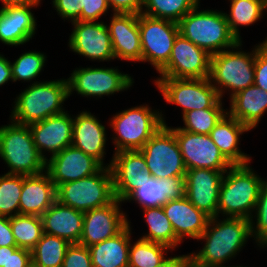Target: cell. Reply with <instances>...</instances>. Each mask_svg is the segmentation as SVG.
Wrapping results in <instances>:
<instances>
[{
    "mask_svg": "<svg viewBox=\"0 0 267 267\" xmlns=\"http://www.w3.org/2000/svg\"><path fill=\"white\" fill-rule=\"evenodd\" d=\"M156 267H189L188 255L167 257L165 261Z\"/></svg>",
    "mask_w": 267,
    "mask_h": 267,
    "instance_id": "cell-50",
    "label": "cell"
},
{
    "mask_svg": "<svg viewBox=\"0 0 267 267\" xmlns=\"http://www.w3.org/2000/svg\"><path fill=\"white\" fill-rule=\"evenodd\" d=\"M219 99L211 108L191 110L183 114L184 127H178L195 134L209 135L217 122L227 112Z\"/></svg>",
    "mask_w": 267,
    "mask_h": 267,
    "instance_id": "cell-36",
    "label": "cell"
},
{
    "mask_svg": "<svg viewBox=\"0 0 267 267\" xmlns=\"http://www.w3.org/2000/svg\"><path fill=\"white\" fill-rule=\"evenodd\" d=\"M231 3L230 14L225 12L226 20L232 34L241 40L239 26H249L263 18L267 10V0H229Z\"/></svg>",
    "mask_w": 267,
    "mask_h": 267,
    "instance_id": "cell-31",
    "label": "cell"
},
{
    "mask_svg": "<svg viewBox=\"0 0 267 267\" xmlns=\"http://www.w3.org/2000/svg\"><path fill=\"white\" fill-rule=\"evenodd\" d=\"M175 138L186 170L207 168L227 171L233 165L222 155L210 135L195 134L175 128Z\"/></svg>",
    "mask_w": 267,
    "mask_h": 267,
    "instance_id": "cell-14",
    "label": "cell"
},
{
    "mask_svg": "<svg viewBox=\"0 0 267 267\" xmlns=\"http://www.w3.org/2000/svg\"><path fill=\"white\" fill-rule=\"evenodd\" d=\"M81 0H53V7L64 20L81 21Z\"/></svg>",
    "mask_w": 267,
    "mask_h": 267,
    "instance_id": "cell-44",
    "label": "cell"
},
{
    "mask_svg": "<svg viewBox=\"0 0 267 267\" xmlns=\"http://www.w3.org/2000/svg\"><path fill=\"white\" fill-rule=\"evenodd\" d=\"M130 242L128 267H156L167 258L165 252L172 249L164 244L139 238L134 244Z\"/></svg>",
    "mask_w": 267,
    "mask_h": 267,
    "instance_id": "cell-35",
    "label": "cell"
},
{
    "mask_svg": "<svg viewBox=\"0 0 267 267\" xmlns=\"http://www.w3.org/2000/svg\"><path fill=\"white\" fill-rule=\"evenodd\" d=\"M230 103L227 112L252 130L267 111V91L253 84L232 96Z\"/></svg>",
    "mask_w": 267,
    "mask_h": 267,
    "instance_id": "cell-28",
    "label": "cell"
},
{
    "mask_svg": "<svg viewBox=\"0 0 267 267\" xmlns=\"http://www.w3.org/2000/svg\"><path fill=\"white\" fill-rule=\"evenodd\" d=\"M69 97L76 91L83 97L99 98L129 89L134 81L117 68H76L67 79Z\"/></svg>",
    "mask_w": 267,
    "mask_h": 267,
    "instance_id": "cell-12",
    "label": "cell"
},
{
    "mask_svg": "<svg viewBox=\"0 0 267 267\" xmlns=\"http://www.w3.org/2000/svg\"><path fill=\"white\" fill-rule=\"evenodd\" d=\"M46 55L40 51H28L10 62L13 82L34 80L43 70Z\"/></svg>",
    "mask_w": 267,
    "mask_h": 267,
    "instance_id": "cell-38",
    "label": "cell"
},
{
    "mask_svg": "<svg viewBox=\"0 0 267 267\" xmlns=\"http://www.w3.org/2000/svg\"><path fill=\"white\" fill-rule=\"evenodd\" d=\"M198 3L179 22V33L210 55L230 49L240 41L232 34L225 13L201 10Z\"/></svg>",
    "mask_w": 267,
    "mask_h": 267,
    "instance_id": "cell-4",
    "label": "cell"
},
{
    "mask_svg": "<svg viewBox=\"0 0 267 267\" xmlns=\"http://www.w3.org/2000/svg\"><path fill=\"white\" fill-rule=\"evenodd\" d=\"M106 129L91 112L73 117L72 146L97 159L104 166Z\"/></svg>",
    "mask_w": 267,
    "mask_h": 267,
    "instance_id": "cell-25",
    "label": "cell"
},
{
    "mask_svg": "<svg viewBox=\"0 0 267 267\" xmlns=\"http://www.w3.org/2000/svg\"><path fill=\"white\" fill-rule=\"evenodd\" d=\"M8 267H32L31 251L17 246H9Z\"/></svg>",
    "mask_w": 267,
    "mask_h": 267,
    "instance_id": "cell-46",
    "label": "cell"
},
{
    "mask_svg": "<svg viewBox=\"0 0 267 267\" xmlns=\"http://www.w3.org/2000/svg\"><path fill=\"white\" fill-rule=\"evenodd\" d=\"M9 246L0 247V267H8Z\"/></svg>",
    "mask_w": 267,
    "mask_h": 267,
    "instance_id": "cell-52",
    "label": "cell"
},
{
    "mask_svg": "<svg viewBox=\"0 0 267 267\" xmlns=\"http://www.w3.org/2000/svg\"><path fill=\"white\" fill-rule=\"evenodd\" d=\"M67 79L34 81L15 99L11 120L20 125H31L65 112L64 101L68 99Z\"/></svg>",
    "mask_w": 267,
    "mask_h": 267,
    "instance_id": "cell-2",
    "label": "cell"
},
{
    "mask_svg": "<svg viewBox=\"0 0 267 267\" xmlns=\"http://www.w3.org/2000/svg\"><path fill=\"white\" fill-rule=\"evenodd\" d=\"M130 223L114 237L88 247L93 267H128Z\"/></svg>",
    "mask_w": 267,
    "mask_h": 267,
    "instance_id": "cell-29",
    "label": "cell"
},
{
    "mask_svg": "<svg viewBox=\"0 0 267 267\" xmlns=\"http://www.w3.org/2000/svg\"><path fill=\"white\" fill-rule=\"evenodd\" d=\"M254 212L256 215H252L250 219L251 234L257 245L263 248L267 244V183L265 182L261 186ZM253 216L256 224L253 222Z\"/></svg>",
    "mask_w": 267,
    "mask_h": 267,
    "instance_id": "cell-40",
    "label": "cell"
},
{
    "mask_svg": "<svg viewBox=\"0 0 267 267\" xmlns=\"http://www.w3.org/2000/svg\"><path fill=\"white\" fill-rule=\"evenodd\" d=\"M22 187L23 175H0V216L11 218L19 214Z\"/></svg>",
    "mask_w": 267,
    "mask_h": 267,
    "instance_id": "cell-37",
    "label": "cell"
},
{
    "mask_svg": "<svg viewBox=\"0 0 267 267\" xmlns=\"http://www.w3.org/2000/svg\"><path fill=\"white\" fill-rule=\"evenodd\" d=\"M250 226V220L245 218H209L205 231L197 239L206 243L199 252L188 254L189 267H223L252 237Z\"/></svg>",
    "mask_w": 267,
    "mask_h": 267,
    "instance_id": "cell-1",
    "label": "cell"
},
{
    "mask_svg": "<svg viewBox=\"0 0 267 267\" xmlns=\"http://www.w3.org/2000/svg\"><path fill=\"white\" fill-rule=\"evenodd\" d=\"M135 201L140 205L141 209L160 207L168 200L164 194L163 179H155L151 177L146 183L134 190L125 200Z\"/></svg>",
    "mask_w": 267,
    "mask_h": 267,
    "instance_id": "cell-39",
    "label": "cell"
},
{
    "mask_svg": "<svg viewBox=\"0 0 267 267\" xmlns=\"http://www.w3.org/2000/svg\"><path fill=\"white\" fill-rule=\"evenodd\" d=\"M223 267H226V266H223ZM228 267V266H227ZM229 267H243V266H229ZM246 267V266H245Z\"/></svg>",
    "mask_w": 267,
    "mask_h": 267,
    "instance_id": "cell-53",
    "label": "cell"
},
{
    "mask_svg": "<svg viewBox=\"0 0 267 267\" xmlns=\"http://www.w3.org/2000/svg\"><path fill=\"white\" fill-rule=\"evenodd\" d=\"M69 246L65 239L43 233L31 250L32 267H62Z\"/></svg>",
    "mask_w": 267,
    "mask_h": 267,
    "instance_id": "cell-32",
    "label": "cell"
},
{
    "mask_svg": "<svg viewBox=\"0 0 267 267\" xmlns=\"http://www.w3.org/2000/svg\"><path fill=\"white\" fill-rule=\"evenodd\" d=\"M162 207L180 241L183 242L185 237L197 240L205 231L210 217L197 209L185 196L168 200Z\"/></svg>",
    "mask_w": 267,
    "mask_h": 267,
    "instance_id": "cell-23",
    "label": "cell"
},
{
    "mask_svg": "<svg viewBox=\"0 0 267 267\" xmlns=\"http://www.w3.org/2000/svg\"><path fill=\"white\" fill-rule=\"evenodd\" d=\"M81 21H98L110 9L107 0H81Z\"/></svg>",
    "mask_w": 267,
    "mask_h": 267,
    "instance_id": "cell-43",
    "label": "cell"
},
{
    "mask_svg": "<svg viewBox=\"0 0 267 267\" xmlns=\"http://www.w3.org/2000/svg\"><path fill=\"white\" fill-rule=\"evenodd\" d=\"M57 201L81 212L100 208L114 199L111 168L103 166L97 173L56 188Z\"/></svg>",
    "mask_w": 267,
    "mask_h": 267,
    "instance_id": "cell-8",
    "label": "cell"
},
{
    "mask_svg": "<svg viewBox=\"0 0 267 267\" xmlns=\"http://www.w3.org/2000/svg\"><path fill=\"white\" fill-rule=\"evenodd\" d=\"M263 43H265L267 45V38L265 39V41H263Z\"/></svg>",
    "mask_w": 267,
    "mask_h": 267,
    "instance_id": "cell-54",
    "label": "cell"
},
{
    "mask_svg": "<svg viewBox=\"0 0 267 267\" xmlns=\"http://www.w3.org/2000/svg\"><path fill=\"white\" fill-rule=\"evenodd\" d=\"M210 65L211 55L179 33L168 63L158 72L159 78H209Z\"/></svg>",
    "mask_w": 267,
    "mask_h": 267,
    "instance_id": "cell-13",
    "label": "cell"
},
{
    "mask_svg": "<svg viewBox=\"0 0 267 267\" xmlns=\"http://www.w3.org/2000/svg\"><path fill=\"white\" fill-rule=\"evenodd\" d=\"M249 129L226 112L217 122L210 137L232 165L250 164L251 157L239 149L240 135Z\"/></svg>",
    "mask_w": 267,
    "mask_h": 267,
    "instance_id": "cell-27",
    "label": "cell"
},
{
    "mask_svg": "<svg viewBox=\"0 0 267 267\" xmlns=\"http://www.w3.org/2000/svg\"><path fill=\"white\" fill-rule=\"evenodd\" d=\"M56 200V186L46 170L36 175H23L19 214L41 217Z\"/></svg>",
    "mask_w": 267,
    "mask_h": 267,
    "instance_id": "cell-24",
    "label": "cell"
},
{
    "mask_svg": "<svg viewBox=\"0 0 267 267\" xmlns=\"http://www.w3.org/2000/svg\"><path fill=\"white\" fill-rule=\"evenodd\" d=\"M105 166L111 168L114 196L121 202L152 177L139 150L115 152Z\"/></svg>",
    "mask_w": 267,
    "mask_h": 267,
    "instance_id": "cell-16",
    "label": "cell"
},
{
    "mask_svg": "<svg viewBox=\"0 0 267 267\" xmlns=\"http://www.w3.org/2000/svg\"><path fill=\"white\" fill-rule=\"evenodd\" d=\"M62 267H93L89 248L81 244H70Z\"/></svg>",
    "mask_w": 267,
    "mask_h": 267,
    "instance_id": "cell-41",
    "label": "cell"
},
{
    "mask_svg": "<svg viewBox=\"0 0 267 267\" xmlns=\"http://www.w3.org/2000/svg\"><path fill=\"white\" fill-rule=\"evenodd\" d=\"M115 198L110 204L84 212L83 231L79 244L90 247L120 233L128 224L126 213Z\"/></svg>",
    "mask_w": 267,
    "mask_h": 267,
    "instance_id": "cell-17",
    "label": "cell"
},
{
    "mask_svg": "<svg viewBox=\"0 0 267 267\" xmlns=\"http://www.w3.org/2000/svg\"><path fill=\"white\" fill-rule=\"evenodd\" d=\"M254 73V84L267 91V45L263 42L256 46Z\"/></svg>",
    "mask_w": 267,
    "mask_h": 267,
    "instance_id": "cell-42",
    "label": "cell"
},
{
    "mask_svg": "<svg viewBox=\"0 0 267 267\" xmlns=\"http://www.w3.org/2000/svg\"><path fill=\"white\" fill-rule=\"evenodd\" d=\"M139 151L155 179L185 176L187 170L175 138V128L163 125Z\"/></svg>",
    "mask_w": 267,
    "mask_h": 267,
    "instance_id": "cell-9",
    "label": "cell"
},
{
    "mask_svg": "<svg viewBox=\"0 0 267 267\" xmlns=\"http://www.w3.org/2000/svg\"><path fill=\"white\" fill-rule=\"evenodd\" d=\"M142 210L149 231L147 234L140 237L141 239L164 244L172 250L176 249V247L182 243L176 237L172 224L166 217L162 206L145 208Z\"/></svg>",
    "mask_w": 267,
    "mask_h": 267,
    "instance_id": "cell-30",
    "label": "cell"
},
{
    "mask_svg": "<svg viewBox=\"0 0 267 267\" xmlns=\"http://www.w3.org/2000/svg\"><path fill=\"white\" fill-rule=\"evenodd\" d=\"M138 26L142 62H150L159 72L170 59L174 41L179 34L178 23L140 13Z\"/></svg>",
    "mask_w": 267,
    "mask_h": 267,
    "instance_id": "cell-10",
    "label": "cell"
},
{
    "mask_svg": "<svg viewBox=\"0 0 267 267\" xmlns=\"http://www.w3.org/2000/svg\"><path fill=\"white\" fill-rule=\"evenodd\" d=\"M41 218L44 233L65 239L70 244H79L83 231L84 212L56 200Z\"/></svg>",
    "mask_w": 267,
    "mask_h": 267,
    "instance_id": "cell-26",
    "label": "cell"
},
{
    "mask_svg": "<svg viewBox=\"0 0 267 267\" xmlns=\"http://www.w3.org/2000/svg\"><path fill=\"white\" fill-rule=\"evenodd\" d=\"M10 225L18 248L32 250L43 235V222L40 216L15 215Z\"/></svg>",
    "mask_w": 267,
    "mask_h": 267,
    "instance_id": "cell-34",
    "label": "cell"
},
{
    "mask_svg": "<svg viewBox=\"0 0 267 267\" xmlns=\"http://www.w3.org/2000/svg\"><path fill=\"white\" fill-rule=\"evenodd\" d=\"M163 189L167 200H177L185 196V176H172L163 179Z\"/></svg>",
    "mask_w": 267,
    "mask_h": 267,
    "instance_id": "cell-45",
    "label": "cell"
},
{
    "mask_svg": "<svg viewBox=\"0 0 267 267\" xmlns=\"http://www.w3.org/2000/svg\"><path fill=\"white\" fill-rule=\"evenodd\" d=\"M226 171L189 169L185 174V197L199 210L217 216L220 187Z\"/></svg>",
    "mask_w": 267,
    "mask_h": 267,
    "instance_id": "cell-18",
    "label": "cell"
},
{
    "mask_svg": "<svg viewBox=\"0 0 267 267\" xmlns=\"http://www.w3.org/2000/svg\"><path fill=\"white\" fill-rule=\"evenodd\" d=\"M3 7L7 6H17V5H30V4H40L41 0H0Z\"/></svg>",
    "mask_w": 267,
    "mask_h": 267,
    "instance_id": "cell-51",
    "label": "cell"
},
{
    "mask_svg": "<svg viewBox=\"0 0 267 267\" xmlns=\"http://www.w3.org/2000/svg\"><path fill=\"white\" fill-rule=\"evenodd\" d=\"M241 47L242 41L230 49L211 55L209 79L216 88L220 99L225 90H231V98L239 91L254 84L256 46L252 52L247 53L239 50Z\"/></svg>",
    "mask_w": 267,
    "mask_h": 267,
    "instance_id": "cell-5",
    "label": "cell"
},
{
    "mask_svg": "<svg viewBox=\"0 0 267 267\" xmlns=\"http://www.w3.org/2000/svg\"><path fill=\"white\" fill-rule=\"evenodd\" d=\"M69 48L76 54L99 61L115 59L107 24L97 21H74Z\"/></svg>",
    "mask_w": 267,
    "mask_h": 267,
    "instance_id": "cell-15",
    "label": "cell"
},
{
    "mask_svg": "<svg viewBox=\"0 0 267 267\" xmlns=\"http://www.w3.org/2000/svg\"><path fill=\"white\" fill-rule=\"evenodd\" d=\"M103 165L74 146H68L46 160V171L56 188L97 173Z\"/></svg>",
    "mask_w": 267,
    "mask_h": 267,
    "instance_id": "cell-19",
    "label": "cell"
},
{
    "mask_svg": "<svg viewBox=\"0 0 267 267\" xmlns=\"http://www.w3.org/2000/svg\"><path fill=\"white\" fill-rule=\"evenodd\" d=\"M67 112L29 125L35 146L45 160L48 159L44 155L46 150L52 157L72 145L73 117Z\"/></svg>",
    "mask_w": 267,
    "mask_h": 267,
    "instance_id": "cell-20",
    "label": "cell"
},
{
    "mask_svg": "<svg viewBox=\"0 0 267 267\" xmlns=\"http://www.w3.org/2000/svg\"><path fill=\"white\" fill-rule=\"evenodd\" d=\"M9 80L13 82L10 61L0 54V87Z\"/></svg>",
    "mask_w": 267,
    "mask_h": 267,
    "instance_id": "cell-49",
    "label": "cell"
},
{
    "mask_svg": "<svg viewBox=\"0 0 267 267\" xmlns=\"http://www.w3.org/2000/svg\"><path fill=\"white\" fill-rule=\"evenodd\" d=\"M0 127V157L10 168L8 174L36 175L46 170V160L39 154L30 127L14 122Z\"/></svg>",
    "mask_w": 267,
    "mask_h": 267,
    "instance_id": "cell-7",
    "label": "cell"
},
{
    "mask_svg": "<svg viewBox=\"0 0 267 267\" xmlns=\"http://www.w3.org/2000/svg\"><path fill=\"white\" fill-rule=\"evenodd\" d=\"M263 182L249 164L230 167L222 179L217 216L250 220Z\"/></svg>",
    "mask_w": 267,
    "mask_h": 267,
    "instance_id": "cell-3",
    "label": "cell"
},
{
    "mask_svg": "<svg viewBox=\"0 0 267 267\" xmlns=\"http://www.w3.org/2000/svg\"><path fill=\"white\" fill-rule=\"evenodd\" d=\"M198 3L200 0H143L141 13L178 23Z\"/></svg>",
    "mask_w": 267,
    "mask_h": 267,
    "instance_id": "cell-33",
    "label": "cell"
},
{
    "mask_svg": "<svg viewBox=\"0 0 267 267\" xmlns=\"http://www.w3.org/2000/svg\"><path fill=\"white\" fill-rule=\"evenodd\" d=\"M154 81L167 103L182 108V115L191 110L211 108L220 99L209 78H157Z\"/></svg>",
    "mask_w": 267,
    "mask_h": 267,
    "instance_id": "cell-11",
    "label": "cell"
},
{
    "mask_svg": "<svg viewBox=\"0 0 267 267\" xmlns=\"http://www.w3.org/2000/svg\"><path fill=\"white\" fill-rule=\"evenodd\" d=\"M162 115V112L153 111L147 104L115 114L109 124L116 134L112 138L114 152L140 150L166 124Z\"/></svg>",
    "mask_w": 267,
    "mask_h": 267,
    "instance_id": "cell-6",
    "label": "cell"
},
{
    "mask_svg": "<svg viewBox=\"0 0 267 267\" xmlns=\"http://www.w3.org/2000/svg\"><path fill=\"white\" fill-rule=\"evenodd\" d=\"M107 28L115 59L142 62L138 14L113 13Z\"/></svg>",
    "mask_w": 267,
    "mask_h": 267,
    "instance_id": "cell-21",
    "label": "cell"
},
{
    "mask_svg": "<svg viewBox=\"0 0 267 267\" xmlns=\"http://www.w3.org/2000/svg\"><path fill=\"white\" fill-rule=\"evenodd\" d=\"M114 13L140 14L143 0H107Z\"/></svg>",
    "mask_w": 267,
    "mask_h": 267,
    "instance_id": "cell-47",
    "label": "cell"
},
{
    "mask_svg": "<svg viewBox=\"0 0 267 267\" xmlns=\"http://www.w3.org/2000/svg\"><path fill=\"white\" fill-rule=\"evenodd\" d=\"M16 246L10 225V218L0 216V247Z\"/></svg>",
    "mask_w": 267,
    "mask_h": 267,
    "instance_id": "cell-48",
    "label": "cell"
},
{
    "mask_svg": "<svg viewBox=\"0 0 267 267\" xmlns=\"http://www.w3.org/2000/svg\"><path fill=\"white\" fill-rule=\"evenodd\" d=\"M37 6L39 4L0 8V42L9 46H20L29 42L37 29L31 9Z\"/></svg>",
    "mask_w": 267,
    "mask_h": 267,
    "instance_id": "cell-22",
    "label": "cell"
}]
</instances>
